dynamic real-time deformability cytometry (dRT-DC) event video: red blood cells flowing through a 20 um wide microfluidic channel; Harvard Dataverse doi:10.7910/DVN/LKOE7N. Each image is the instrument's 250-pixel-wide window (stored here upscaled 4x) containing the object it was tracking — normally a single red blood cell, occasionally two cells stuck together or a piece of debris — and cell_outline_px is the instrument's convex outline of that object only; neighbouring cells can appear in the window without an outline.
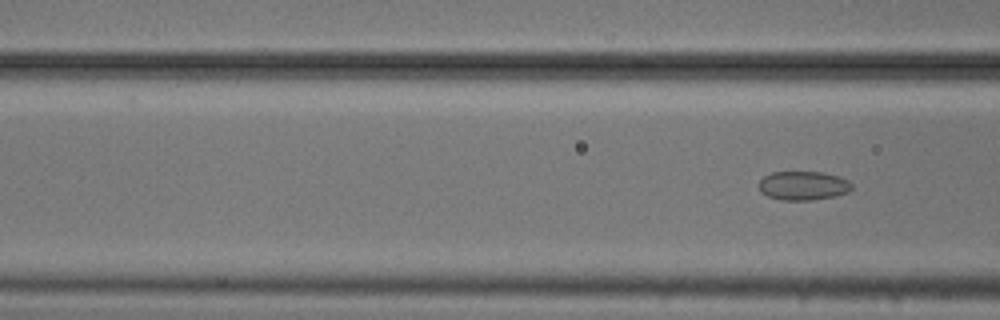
{"species": "common noctule bat (a hibernating species)", "species_latin": "Nyctalus noctula", "temperature_condition": "cold", "stored_images_in_passage": 6, "camera_frame_rate_fps": 3000, "um_per_image_px": 0.085, "animal": {"sex": "male", "body_mass_g": 20.5, "forearm_length_mm": 52.5}, "frame": {"image": 1, "passage_image": 6, "time_ms": 1.667, "image_size_px": [1000, 320], "cell_outline_px": [[852, 188], [848, 192], [836, 196], [812, 200], [780, 200], [768, 196], [760, 192], [760, 180], [764, 176], [772, 172], [824, 172], [840, 176], [848, 180], [852, 184]], "centroid_in_image_um": [68.3, 15.78], "position_along_channel_um": 98.3, "area_um2": 15.78}}